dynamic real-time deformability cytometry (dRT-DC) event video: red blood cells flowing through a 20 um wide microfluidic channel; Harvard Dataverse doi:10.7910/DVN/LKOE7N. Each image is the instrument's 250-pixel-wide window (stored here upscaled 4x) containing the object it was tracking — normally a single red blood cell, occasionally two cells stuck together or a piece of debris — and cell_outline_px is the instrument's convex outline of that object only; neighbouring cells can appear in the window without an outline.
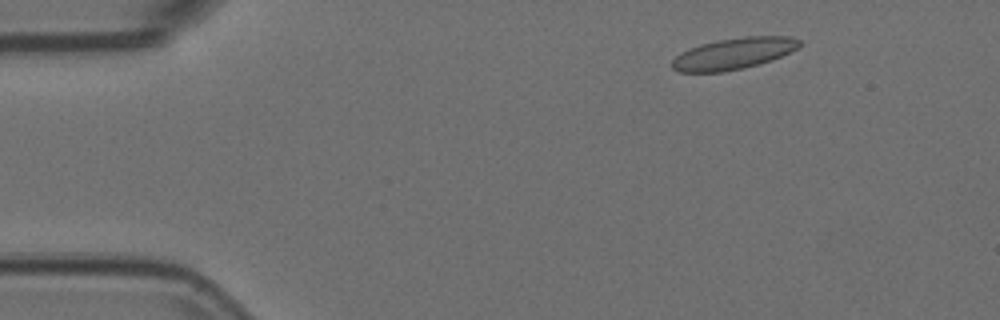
{"species": "Egyptian fruit bat (a non-hibernating species)", "species_latin": "Rousettus aegyptiacus", "temperature_condition": "room temperature", "stored_images_in_passage": 6, "camera_frame_rate_fps": 3000, "um_per_image_px": 0.085, "animal": {"sex": "female"}, "frame": {"image": 1, "passage_image": 1, "time_ms": 0.0, "image_size_px": [1000, 320], "cell_outline_px": [[800, 44], [796, 48], [772, 60], [724, 72], [680, 72], [672, 68], [672, 60], [676, 56], [700, 44], [720, 40], [744, 36], [788, 36], [800, 40]], "centroid_in_image_um": [62.34, 4.55], "position_along_channel_um": 22.7, "area_um2": 22.77}}